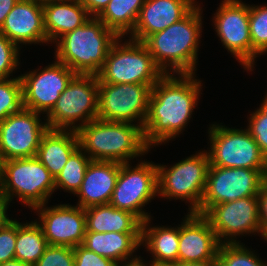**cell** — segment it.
<instances>
[{
    "label": "cell",
    "instance_id": "obj_36",
    "mask_svg": "<svg viewBox=\"0 0 267 266\" xmlns=\"http://www.w3.org/2000/svg\"><path fill=\"white\" fill-rule=\"evenodd\" d=\"M17 239V220H9L0 228V263L15 258V244Z\"/></svg>",
    "mask_w": 267,
    "mask_h": 266
},
{
    "label": "cell",
    "instance_id": "obj_5",
    "mask_svg": "<svg viewBox=\"0 0 267 266\" xmlns=\"http://www.w3.org/2000/svg\"><path fill=\"white\" fill-rule=\"evenodd\" d=\"M119 37L109 49L107 58L97 74L101 83L147 84L151 88L164 73L155 64L143 42L132 39L121 44Z\"/></svg>",
    "mask_w": 267,
    "mask_h": 266
},
{
    "label": "cell",
    "instance_id": "obj_7",
    "mask_svg": "<svg viewBox=\"0 0 267 266\" xmlns=\"http://www.w3.org/2000/svg\"><path fill=\"white\" fill-rule=\"evenodd\" d=\"M49 129L76 130L98 118L97 75L76 74L46 115ZM80 124L75 125L77 121Z\"/></svg>",
    "mask_w": 267,
    "mask_h": 266
},
{
    "label": "cell",
    "instance_id": "obj_18",
    "mask_svg": "<svg viewBox=\"0 0 267 266\" xmlns=\"http://www.w3.org/2000/svg\"><path fill=\"white\" fill-rule=\"evenodd\" d=\"M220 244L208 220L189 212L179 225L178 263L216 261Z\"/></svg>",
    "mask_w": 267,
    "mask_h": 266
},
{
    "label": "cell",
    "instance_id": "obj_33",
    "mask_svg": "<svg viewBox=\"0 0 267 266\" xmlns=\"http://www.w3.org/2000/svg\"><path fill=\"white\" fill-rule=\"evenodd\" d=\"M250 115L247 130L267 158V96L260 108Z\"/></svg>",
    "mask_w": 267,
    "mask_h": 266
},
{
    "label": "cell",
    "instance_id": "obj_16",
    "mask_svg": "<svg viewBox=\"0 0 267 266\" xmlns=\"http://www.w3.org/2000/svg\"><path fill=\"white\" fill-rule=\"evenodd\" d=\"M39 70L29 71L20 76L23 108L48 114L76 73L57 60Z\"/></svg>",
    "mask_w": 267,
    "mask_h": 266
},
{
    "label": "cell",
    "instance_id": "obj_6",
    "mask_svg": "<svg viewBox=\"0 0 267 266\" xmlns=\"http://www.w3.org/2000/svg\"><path fill=\"white\" fill-rule=\"evenodd\" d=\"M55 191V178L36 158L4 161L0 194L10 203L17 196L32 210L48 202Z\"/></svg>",
    "mask_w": 267,
    "mask_h": 266
},
{
    "label": "cell",
    "instance_id": "obj_10",
    "mask_svg": "<svg viewBox=\"0 0 267 266\" xmlns=\"http://www.w3.org/2000/svg\"><path fill=\"white\" fill-rule=\"evenodd\" d=\"M267 180V169L209 166L201 207L204 214L211 206L244 197L258 196Z\"/></svg>",
    "mask_w": 267,
    "mask_h": 266
},
{
    "label": "cell",
    "instance_id": "obj_28",
    "mask_svg": "<svg viewBox=\"0 0 267 266\" xmlns=\"http://www.w3.org/2000/svg\"><path fill=\"white\" fill-rule=\"evenodd\" d=\"M47 246L44 232L37 221L25 224L17 221L15 259L33 266L41 258Z\"/></svg>",
    "mask_w": 267,
    "mask_h": 266
},
{
    "label": "cell",
    "instance_id": "obj_25",
    "mask_svg": "<svg viewBox=\"0 0 267 266\" xmlns=\"http://www.w3.org/2000/svg\"><path fill=\"white\" fill-rule=\"evenodd\" d=\"M150 221L149 218L142 223L141 244H145L147 251L153 255L151 264L153 266H173L177 264L179 227H149Z\"/></svg>",
    "mask_w": 267,
    "mask_h": 266
},
{
    "label": "cell",
    "instance_id": "obj_24",
    "mask_svg": "<svg viewBox=\"0 0 267 266\" xmlns=\"http://www.w3.org/2000/svg\"><path fill=\"white\" fill-rule=\"evenodd\" d=\"M82 246L115 263L124 262L141 246V232H85Z\"/></svg>",
    "mask_w": 267,
    "mask_h": 266
},
{
    "label": "cell",
    "instance_id": "obj_34",
    "mask_svg": "<svg viewBox=\"0 0 267 266\" xmlns=\"http://www.w3.org/2000/svg\"><path fill=\"white\" fill-rule=\"evenodd\" d=\"M33 266H74L73 248L48 245L41 258Z\"/></svg>",
    "mask_w": 267,
    "mask_h": 266
},
{
    "label": "cell",
    "instance_id": "obj_37",
    "mask_svg": "<svg viewBox=\"0 0 267 266\" xmlns=\"http://www.w3.org/2000/svg\"><path fill=\"white\" fill-rule=\"evenodd\" d=\"M73 251L74 266H116L113 260L89 251L82 245L75 246Z\"/></svg>",
    "mask_w": 267,
    "mask_h": 266
},
{
    "label": "cell",
    "instance_id": "obj_13",
    "mask_svg": "<svg viewBox=\"0 0 267 266\" xmlns=\"http://www.w3.org/2000/svg\"><path fill=\"white\" fill-rule=\"evenodd\" d=\"M203 216L220 243H239L235 240L238 235L261 233L258 196L213 205Z\"/></svg>",
    "mask_w": 267,
    "mask_h": 266
},
{
    "label": "cell",
    "instance_id": "obj_41",
    "mask_svg": "<svg viewBox=\"0 0 267 266\" xmlns=\"http://www.w3.org/2000/svg\"><path fill=\"white\" fill-rule=\"evenodd\" d=\"M9 205V202L0 194V228L3 227L9 220H11L6 215Z\"/></svg>",
    "mask_w": 267,
    "mask_h": 266
},
{
    "label": "cell",
    "instance_id": "obj_29",
    "mask_svg": "<svg viewBox=\"0 0 267 266\" xmlns=\"http://www.w3.org/2000/svg\"><path fill=\"white\" fill-rule=\"evenodd\" d=\"M78 147L69 157L63 170L55 178V189L76 194L80 188L91 159Z\"/></svg>",
    "mask_w": 267,
    "mask_h": 266
},
{
    "label": "cell",
    "instance_id": "obj_11",
    "mask_svg": "<svg viewBox=\"0 0 267 266\" xmlns=\"http://www.w3.org/2000/svg\"><path fill=\"white\" fill-rule=\"evenodd\" d=\"M131 167L129 163H120L109 204L134 214L143 223L150 218V214L141 207L158 195L157 165L141 161L133 169Z\"/></svg>",
    "mask_w": 267,
    "mask_h": 266
},
{
    "label": "cell",
    "instance_id": "obj_3",
    "mask_svg": "<svg viewBox=\"0 0 267 266\" xmlns=\"http://www.w3.org/2000/svg\"><path fill=\"white\" fill-rule=\"evenodd\" d=\"M75 131L79 147L91 160L129 163L128 160L150 149L145 143L143 128L138 124L97 118Z\"/></svg>",
    "mask_w": 267,
    "mask_h": 266
},
{
    "label": "cell",
    "instance_id": "obj_2",
    "mask_svg": "<svg viewBox=\"0 0 267 266\" xmlns=\"http://www.w3.org/2000/svg\"><path fill=\"white\" fill-rule=\"evenodd\" d=\"M200 8L197 5L182 20L150 35L143 42L164 74H195L202 30ZM167 67H171L170 72Z\"/></svg>",
    "mask_w": 267,
    "mask_h": 266
},
{
    "label": "cell",
    "instance_id": "obj_44",
    "mask_svg": "<svg viewBox=\"0 0 267 266\" xmlns=\"http://www.w3.org/2000/svg\"><path fill=\"white\" fill-rule=\"evenodd\" d=\"M0 266H30V265L23 263L22 261L14 258V259L8 260L4 263H0Z\"/></svg>",
    "mask_w": 267,
    "mask_h": 266
},
{
    "label": "cell",
    "instance_id": "obj_22",
    "mask_svg": "<svg viewBox=\"0 0 267 266\" xmlns=\"http://www.w3.org/2000/svg\"><path fill=\"white\" fill-rule=\"evenodd\" d=\"M92 16L79 0L43 1L44 29L48 42L84 25Z\"/></svg>",
    "mask_w": 267,
    "mask_h": 266
},
{
    "label": "cell",
    "instance_id": "obj_17",
    "mask_svg": "<svg viewBox=\"0 0 267 266\" xmlns=\"http://www.w3.org/2000/svg\"><path fill=\"white\" fill-rule=\"evenodd\" d=\"M45 206L40 205L33 210L39 212L40 222L37 223L42 227L48 245L72 248L82 245L86 232L85 209L69 204Z\"/></svg>",
    "mask_w": 267,
    "mask_h": 266
},
{
    "label": "cell",
    "instance_id": "obj_26",
    "mask_svg": "<svg viewBox=\"0 0 267 266\" xmlns=\"http://www.w3.org/2000/svg\"><path fill=\"white\" fill-rule=\"evenodd\" d=\"M86 232H142V222L132 213L110 204L85 209Z\"/></svg>",
    "mask_w": 267,
    "mask_h": 266
},
{
    "label": "cell",
    "instance_id": "obj_38",
    "mask_svg": "<svg viewBox=\"0 0 267 266\" xmlns=\"http://www.w3.org/2000/svg\"><path fill=\"white\" fill-rule=\"evenodd\" d=\"M261 236L267 232V180L258 193Z\"/></svg>",
    "mask_w": 267,
    "mask_h": 266
},
{
    "label": "cell",
    "instance_id": "obj_8",
    "mask_svg": "<svg viewBox=\"0 0 267 266\" xmlns=\"http://www.w3.org/2000/svg\"><path fill=\"white\" fill-rule=\"evenodd\" d=\"M207 151L191 155L167 168L157 164L158 194L168 199H183L190 203L189 211L197 212L204 195L209 168Z\"/></svg>",
    "mask_w": 267,
    "mask_h": 266
},
{
    "label": "cell",
    "instance_id": "obj_4",
    "mask_svg": "<svg viewBox=\"0 0 267 266\" xmlns=\"http://www.w3.org/2000/svg\"><path fill=\"white\" fill-rule=\"evenodd\" d=\"M118 38L101 20L91 17L56 41L55 57L76 74L97 75Z\"/></svg>",
    "mask_w": 267,
    "mask_h": 266
},
{
    "label": "cell",
    "instance_id": "obj_23",
    "mask_svg": "<svg viewBox=\"0 0 267 266\" xmlns=\"http://www.w3.org/2000/svg\"><path fill=\"white\" fill-rule=\"evenodd\" d=\"M78 147L75 130L48 129L41 138L36 158L56 178Z\"/></svg>",
    "mask_w": 267,
    "mask_h": 266
},
{
    "label": "cell",
    "instance_id": "obj_31",
    "mask_svg": "<svg viewBox=\"0 0 267 266\" xmlns=\"http://www.w3.org/2000/svg\"><path fill=\"white\" fill-rule=\"evenodd\" d=\"M243 243H221L217 253L216 266H267L265 261L249 251Z\"/></svg>",
    "mask_w": 267,
    "mask_h": 266
},
{
    "label": "cell",
    "instance_id": "obj_20",
    "mask_svg": "<svg viewBox=\"0 0 267 266\" xmlns=\"http://www.w3.org/2000/svg\"><path fill=\"white\" fill-rule=\"evenodd\" d=\"M0 32L17 47L21 43H48L44 29L43 2L18 0L6 16Z\"/></svg>",
    "mask_w": 267,
    "mask_h": 266
},
{
    "label": "cell",
    "instance_id": "obj_15",
    "mask_svg": "<svg viewBox=\"0 0 267 266\" xmlns=\"http://www.w3.org/2000/svg\"><path fill=\"white\" fill-rule=\"evenodd\" d=\"M213 16L216 33L227 51L248 71H252V42L249 5L241 0H223Z\"/></svg>",
    "mask_w": 267,
    "mask_h": 266
},
{
    "label": "cell",
    "instance_id": "obj_27",
    "mask_svg": "<svg viewBox=\"0 0 267 266\" xmlns=\"http://www.w3.org/2000/svg\"><path fill=\"white\" fill-rule=\"evenodd\" d=\"M144 2L145 0H110L97 18L118 37L123 38L125 34L133 32Z\"/></svg>",
    "mask_w": 267,
    "mask_h": 266
},
{
    "label": "cell",
    "instance_id": "obj_45",
    "mask_svg": "<svg viewBox=\"0 0 267 266\" xmlns=\"http://www.w3.org/2000/svg\"><path fill=\"white\" fill-rule=\"evenodd\" d=\"M4 158H3V155L0 151V182H1V179H2V175H3V168H4Z\"/></svg>",
    "mask_w": 267,
    "mask_h": 266
},
{
    "label": "cell",
    "instance_id": "obj_40",
    "mask_svg": "<svg viewBox=\"0 0 267 266\" xmlns=\"http://www.w3.org/2000/svg\"><path fill=\"white\" fill-rule=\"evenodd\" d=\"M17 2L18 0H0V29L4 24L6 16Z\"/></svg>",
    "mask_w": 267,
    "mask_h": 266
},
{
    "label": "cell",
    "instance_id": "obj_12",
    "mask_svg": "<svg viewBox=\"0 0 267 266\" xmlns=\"http://www.w3.org/2000/svg\"><path fill=\"white\" fill-rule=\"evenodd\" d=\"M151 87L147 84L101 83L98 80V119L132 123L143 128L148 114Z\"/></svg>",
    "mask_w": 267,
    "mask_h": 266
},
{
    "label": "cell",
    "instance_id": "obj_14",
    "mask_svg": "<svg viewBox=\"0 0 267 266\" xmlns=\"http://www.w3.org/2000/svg\"><path fill=\"white\" fill-rule=\"evenodd\" d=\"M40 113L22 108L0 122V151L4 160L36 157L43 134L49 129Z\"/></svg>",
    "mask_w": 267,
    "mask_h": 266
},
{
    "label": "cell",
    "instance_id": "obj_19",
    "mask_svg": "<svg viewBox=\"0 0 267 266\" xmlns=\"http://www.w3.org/2000/svg\"><path fill=\"white\" fill-rule=\"evenodd\" d=\"M195 0H145L130 39L144 42L186 17L196 6Z\"/></svg>",
    "mask_w": 267,
    "mask_h": 266
},
{
    "label": "cell",
    "instance_id": "obj_21",
    "mask_svg": "<svg viewBox=\"0 0 267 266\" xmlns=\"http://www.w3.org/2000/svg\"><path fill=\"white\" fill-rule=\"evenodd\" d=\"M120 163L91 160L78 195V206L86 209L95 205L109 204L119 176Z\"/></svg>",
    "mask_w": 267,
    "mask_h": 266
},
{
    "label": "cell",
    "instance_id": "obj_32",
    "mask_svg": "<svg viewBox=\"0 0 267 266\" xmlns=\"http://www.w3.org/2000/svg\"><path fill=\"white\" fill-rule=\"evenodd\" d=\"M23 108L22 81L16 78H0V122Z\"/></svg>",
    "mask_w": 267,
    "mask_h": 266
},
{
    "label": "cell",
    "instance_id": "obj_39",
    "mask_svg": "<svg viewBox=\"0 0 267 266\" xmlns=\"http://www.w3.org/2000/svg\"><path fill=\"white\" fill-rule=\"evenodd\" d=\"M92 17H97L107 6L110 0H79Z\"/></svg>",
    "mask_w": 267,
    "mask_h": 266
},
{
    "label": "cell",
    "instance_id": "obj_1",
    "mask_svg": "<svg viewBox=\"0 0 267 266\" xmlns=\"http://www.w3.org/2000/svg\"><path fill=\"white\" fill-rule=\"evenodd\" d=\"M164 74L151 88L148 114L143 126L150 147L168 142L181 133L197 106L201 81L194 73Z\"/></svg>",
    "mask_w": 267,
    "mask_h": 266
},
{
    "label": "cell",
    "instance_id": "obj_35",
    "mask_svg": "<svg viewBox=\"0 0 267 266\" xmlns=\"http://www.w3.org/2000/svg\"><path fill=\"white\" fill-rule=\"evenodd\" d=\"M19 51L20 48L0 32V78H9L17 69L20 64Z\"/></svg>",
    "mask_w": 267,
    "mask_h": 266
},
{
    "label": "cell",
    "instance_id": "obj_42",
    "mask_svg": "<svg viewBox=\"0 0 267 266\" xmlns=\"http://www.w3.org/2000/svg\"><path fill=\"white\" fill-rule=\"evenodd\" d=\"M140 259V256H135L134 258L132 257L131 260L129 259V261L126 262V260L124 261L125 263L122 264V261L119 263H116V266H147V264H144V261ZM149 266H153L152 264H150Z\"/></svg>",
    "mask_w": 267,
    "mask_h": 266
},
{
    "label": "cell",
    "instance_id": "obj_9",
    "mask_svg": "<svg viewBox=\"0 0 267 266\" xmlns=\"http://www.w3.org/2000/svg\"><path fill=\"white\" fill-rule=\"evenodd\" d=\"M208 131L209 166L267 169V158L247 129L213 124Z\"/></svg>",
    "mask_w": 267,
    "mask_h": 266
},
{
    "label": "cell",
    "instance_id": "obj_46",
    "mask_svg": "<svg viewBox=\"0 0 267 266\" xmlns=\"http://www.w3.org/2000/svg\"><path fill=\"white\" fill-rule=\"evenodd\" d=\"M263 239L267 241V232L263 235Z\"/></svg>",
    "mask_w": 267,
    "mask_h": 266
},
{
    "label": "cell",
    "instance_id": "obj_43",
    "mask_svg": "<svg viewBox=\"0 0 267 266\" xmlns=\"http://www.w3.org/2000/svg\"><path fill=\"white\" fill-rule=\"evenodd\" d=\"M173 266H216V261L177 263Z\"/></svg>",
    "mask_w": 267,
    "mask_h": 266
},
{
    "label": "cell",
    "instance_id": "obj_30",
    "mask_svg": "<svg viewBox=\"0 0 267 266\" xmlns=\"http://www.w3.org/2000/svg\"><path fill=\"white\" fill-rule=\"evenodd\" d=\"M249 31L253 68L257 55L267 53V6L249 5Z\"/></svg>",
    "mask_w": 267,
    "mask_h": 266
}]
</instances>
